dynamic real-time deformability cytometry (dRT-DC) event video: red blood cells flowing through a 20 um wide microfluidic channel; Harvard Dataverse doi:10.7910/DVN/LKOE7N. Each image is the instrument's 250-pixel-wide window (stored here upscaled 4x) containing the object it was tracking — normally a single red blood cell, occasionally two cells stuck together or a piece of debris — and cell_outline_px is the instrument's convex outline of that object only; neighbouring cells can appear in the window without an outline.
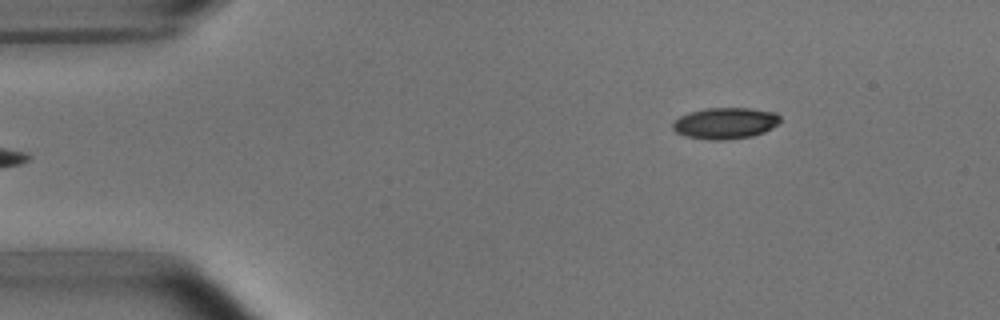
{"species": "common noctule bat (a hibernating species)", "species_latin": "Nyctalus noctula", "temperature_condition": "room temperature", "stored_images_in_passage": 5, "segment_of_instrument_passage": [2, 2], "camera_frame_rate_fps": 3000, "um_per_image_px": 0.085, "animal": {"sex": "male", "body_mass_g": 15.6}, "frame": {"image": 1, "passage_image": 5, "time_ms": 5.667, "image_size_px": [1000, 320], "cell_outline_px": [[780, 120], [776, 124], [764, 132], [752, 136], [724, 140], [712, 140], [684, 136], [676, 132], [672, 128], [672, 124], [680, 116], [688, 112], [704, 108], [752, 108], [776, 112], [780, 116]], "centroid_in_image_um": [61.63, 10.46], "position_along_channel_um": 23.4, "area_um2": 19.65}}